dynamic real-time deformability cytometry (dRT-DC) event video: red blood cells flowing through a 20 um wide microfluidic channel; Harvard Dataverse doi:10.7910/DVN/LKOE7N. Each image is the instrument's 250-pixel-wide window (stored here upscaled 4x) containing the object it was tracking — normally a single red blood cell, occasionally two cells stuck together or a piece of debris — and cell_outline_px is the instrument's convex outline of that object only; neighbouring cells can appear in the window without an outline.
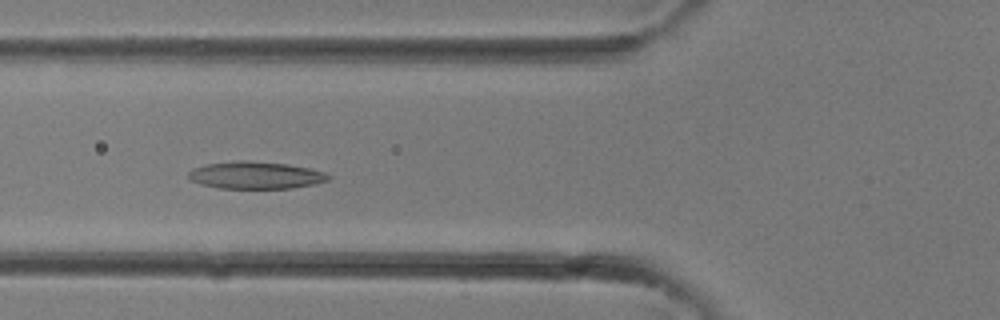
{"species": "common noctule bat (a hibernating species)", "species_latin": "Nyctalus noctula", "temperature_condition": "room temperature", "stored_images_in_passage": 33, "camera_frame_rate_fps": 3000, "um_per_image_px": 0.085, "animal": {"sex": "female"}, "frame": {"image": 1, "passage_image": 12, "time_ms": 3.667, "image_size_px": [1000, 320], "cell_outline_px": [[332, 176], [328, 180], [312, 184], [292, 188], [216, 188], [200, 184], [192, 180], [188, 176], [188, 172], [192, 168], [204, 164], [240, 160], [244, 160], [288, 164], [308, 168], [324, 172]], "centroid_in_image_um": [21.69, 14.89], "position_along_channel_um": 104.1, "area_um2": 22.2}}
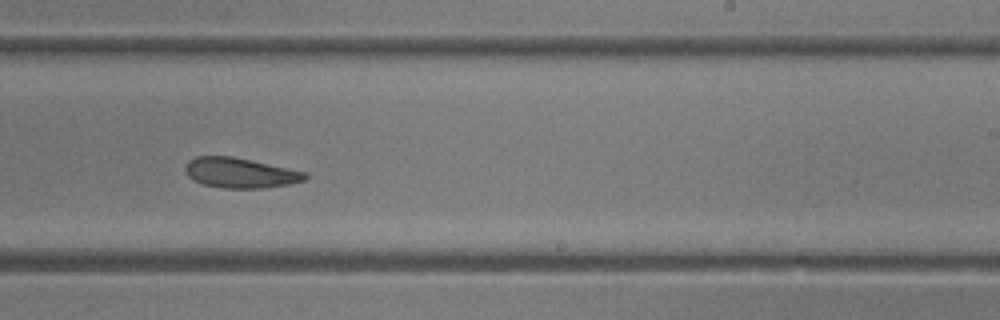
{"frame": {"image": 2, "passage_image": 20, "time_ms": 6.333, "image_size_px": [1000, 320], "cell_outline_px": [[308, 176], [304, 180], [288, 184], [264, 188], [224, 188], [204, 184], [188, 176], [184, 168], [184, 164], [188, 160], [196, 156], [232, 156], [308, 172]], "centroid_in_image_um": [20.41, 14.68], "position_along_channel_um": 268.6, "area_um2": 20.98}}
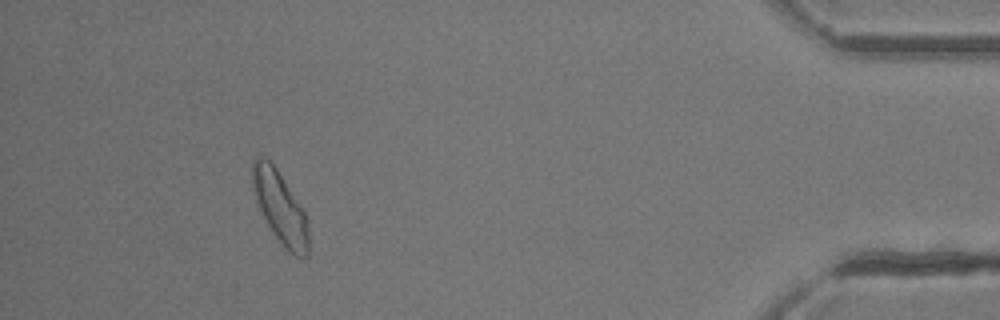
{"frame": {"image": 3, "passage_image": 30, "time_ms": 9.667, "image_size_px": [1000, 320], "cell_outline_px": [[308, 256], [300, 260], [288, 252], [276, 236], [268, 224], [260, 208], [252, 188], [252, 160], [256, 156], [264, 156], [276, 168], [304, 208], [308, 216]], "centroid_in_image_um": [23.85, 17.64], "position_along_channel_um": 411.4, "area_um2": 23.7}}